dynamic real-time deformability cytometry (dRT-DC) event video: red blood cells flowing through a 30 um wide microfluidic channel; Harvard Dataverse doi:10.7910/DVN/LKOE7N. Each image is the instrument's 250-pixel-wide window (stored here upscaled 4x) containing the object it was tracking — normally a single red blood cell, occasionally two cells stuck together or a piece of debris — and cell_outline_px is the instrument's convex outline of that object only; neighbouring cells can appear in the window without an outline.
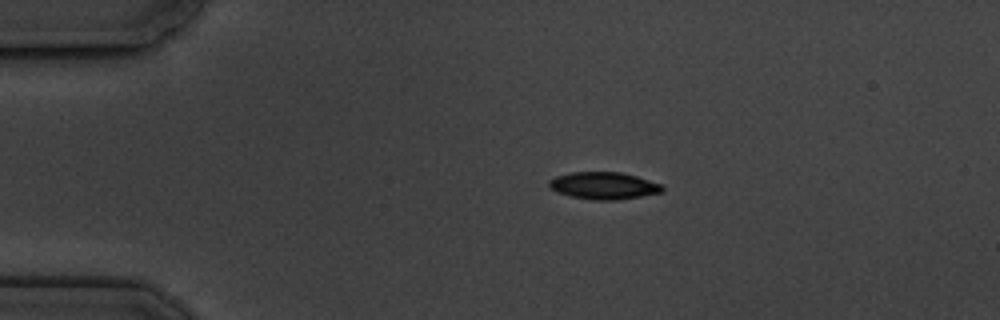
{"species": "common noctule bat (a hibernating species)", "species_latin": "Nyctalus noctula", "temperature_condition": "cold", "stored_images_in_passage": 3, "camera_frame_rate_fps": 3000, "um_per_image_px": 0.085, "animal": {"sex": "male", "body_mass_g": 19.5, "forearm_length_mm": 54.6}, "frame": {"image": 1, "passage_image": 1, "time_ms": 0.0, "image_size_px": [1000, 320], "cell_outline_px": [[664, 192], [616, 200], [592, 200], [572, 196], [556, 192], [548, 184], [548, 180], [556, 176], [572, 172], [620, 172], [636, 176], [660, 184], [664, 188]], "centroid_in_image_um": [51.3, 15.78], "position_along_channel_um": 33.7, "area_um2": 17.8}}